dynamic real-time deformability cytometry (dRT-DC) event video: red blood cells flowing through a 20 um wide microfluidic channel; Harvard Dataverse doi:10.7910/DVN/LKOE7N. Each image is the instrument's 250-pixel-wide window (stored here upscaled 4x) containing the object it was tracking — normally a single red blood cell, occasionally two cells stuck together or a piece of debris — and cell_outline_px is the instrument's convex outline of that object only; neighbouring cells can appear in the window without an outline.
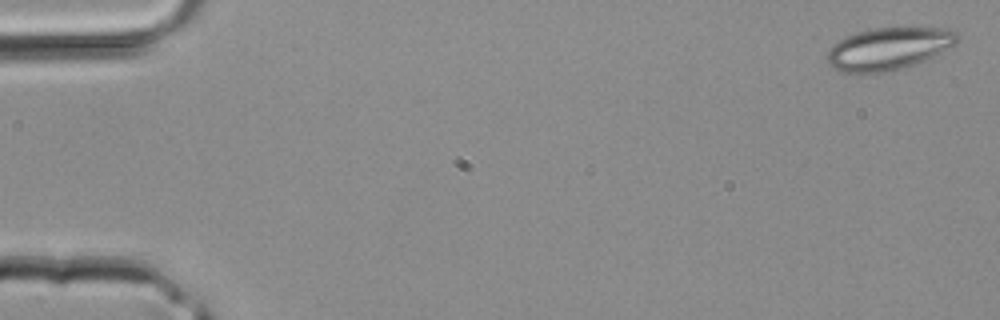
{"species": "common noctule bat (a hibernating species)", "species_latin": "Nyctalus noctula", "temperature_condition": "room temperature", "stored_images_in_passage": 39, "camera_frame_rate_fps": 3000, "um_per_image_px": 0.085, "animal": {"sex": "male", "body_mass_g": 20.4}, "frame": {"image": 1, "passage_image": 1, "time_ms": 0.0, "image_size_px": [1000, 320], "cell_outline_px": [[960, 40], [956, 44], [924, 60], [904, 68], [884, 72], [840, 72], [828, 60], [828, 48], [832, 44], [856, 32], [872, 28], [952, 28], [960, 36]], "centroid_in_image_um": [75.58, 4.12], "position_along_channel_um": 9.4, "area_um2": 31.79}}
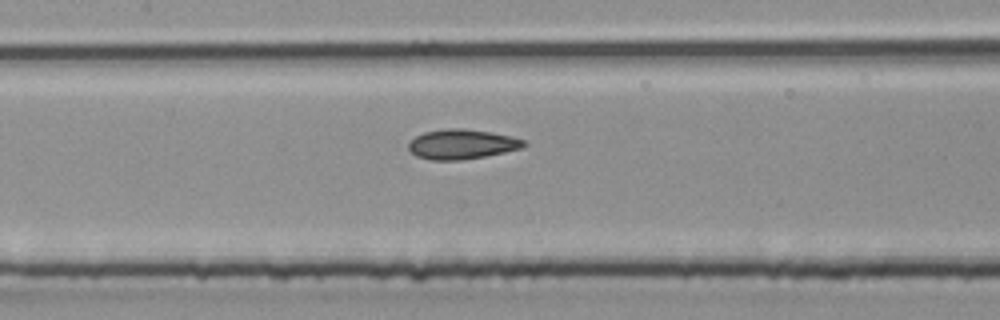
{"frame": {"image": 2, "passage_image": 19, "time_ms": 6.0, "image_size_px": [1000, 320], "cell_outline_px": [[528, 144], [520, 148], [504, 152], [484, 156], [460, 160], [432, 160], [416, 156], [408, 148], [408, 144], [416, 136], [424, 132], [448, 128], [464, 128], [492, 132], [524, 140]], "centroid_in_image_um": [39.24, 12.25], "position_along_channel_um": 168.2, "area_um2": 19.83}}
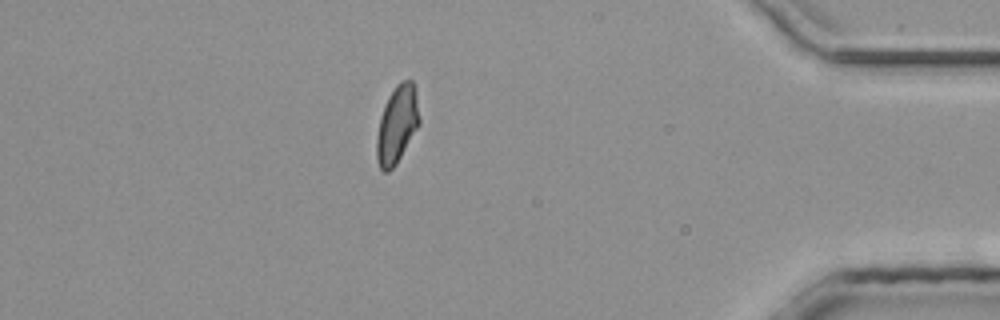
{"frame": {"image": 3, "passage_image": 35, "time_ms": 11.333, "image_size_px": [1000, 320], "cell_outline_px": [[420, 124], [396, 164], [388, 172], [384, 172], [380, 168], [376, 160], [376, 136], [380, 116], [384, 104], [388, 96], [396, 84], [400, 80], [412, 80], [416, 96], [420, 116]], "centroid_in_image_um": [33.73, 10.58], "position_along_channel_um": 401.5, "area_um2": 19.48}}